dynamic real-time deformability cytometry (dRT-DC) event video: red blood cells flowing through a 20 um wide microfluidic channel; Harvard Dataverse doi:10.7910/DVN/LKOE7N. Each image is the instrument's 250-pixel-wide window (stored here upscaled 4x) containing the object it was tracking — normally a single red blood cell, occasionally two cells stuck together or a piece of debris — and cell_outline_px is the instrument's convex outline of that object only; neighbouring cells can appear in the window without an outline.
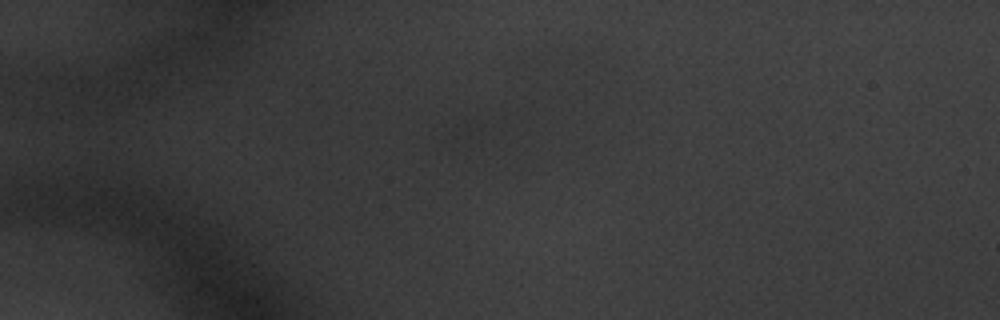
{"species": "common noctule bat (a hibernating species)", "species_latin": "Nyctalus noctula", "temperature_condition": "warm", "stored_images_in_passage": 8, "segment_of_instrument_passage": [1, 2], "camera_frame_rate_fps": 3000, "um_per_image_px": 0.085, "animal": {"sex": "male", "body_mass_g": 20.1, "forearm_length_mm": 53.5}, "frame": {"image": 1, "passage_image": 6, "time_ms": 1.667, "image_size_px": [1000, 320], "cell_outline_px": [[528, 116], [520, 128], [480, 148], [440, 140], [452, 128], [468, 116], [524, 108]], "centroid_in_image_um": [41.3, 10.86], "position_along_channel_um": 43.7, "area_um2": 14.28}}